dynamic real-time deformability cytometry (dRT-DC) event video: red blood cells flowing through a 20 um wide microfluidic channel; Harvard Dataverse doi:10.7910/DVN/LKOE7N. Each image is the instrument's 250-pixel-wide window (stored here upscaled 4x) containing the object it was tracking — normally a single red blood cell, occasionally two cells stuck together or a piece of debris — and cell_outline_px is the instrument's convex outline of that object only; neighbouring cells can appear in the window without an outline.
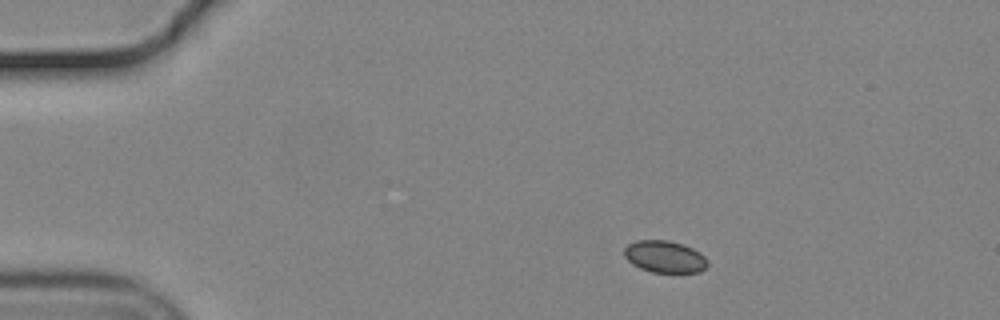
{"species": "common noctule bat (a hibernating species)", "species_latin": "Nyctalus noctula", "temperature_condition": "cold", "stored_images_in_passage": 47, "camera_frame_rate_fps": 3000, "um_per_image_px": 0.085, "animal": {"sex": "male", "body_mass_g": 19.2, "forearm_length_mm": 51.8}, "frame": {"image": 1, "passage_image": 1, "time_ms": 0.0, "image_size_px": [1000, 320], "cell_outline_px": [[708, 264], [700, 272], [652, 272], [640, 268], [632, 264], [624, 256], [624, 248], [628, 244], [636, 240], [668, 240], [684, 244], [700, 252], [708, 260]], "centroid_in_image_um": [56.5, 21.81], "position_along_channel_um": 28.5, "area_um2": 15.61}}
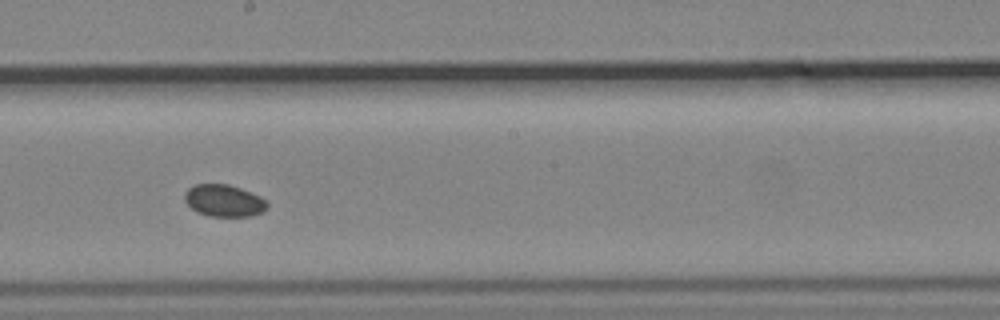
{"frame": {"image": 2, "passage_image": 23, "time_ms": 7.333, "image_size_px": [1000, 320], "cell_outline_px": [[268, 208], [260, 212], [248, 216], [208, 216], [196, 212], [184, 200], [184, 192], [188, 188], [196, 184], [228, 184], [240, 188], [260, 196], [268, 204]], "centroid_in_image_um": [19.0, 17.05], "position_along_channel_um": 229.2, "area_um2": 15.32}}
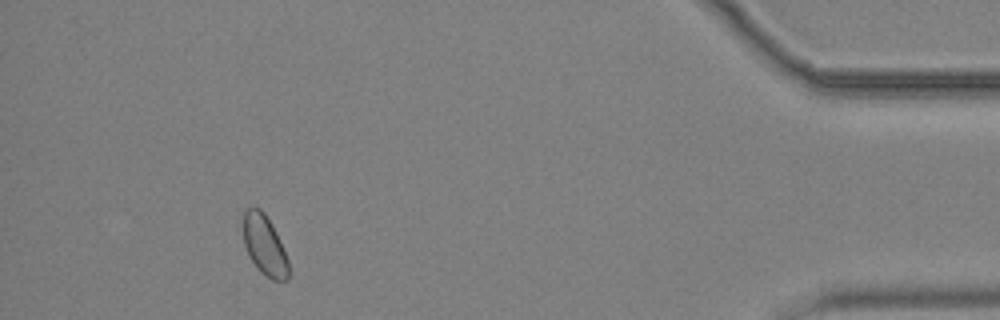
{"frame": {"image": 3, "passage_image": 43, "time_ms": 14.0, "image_size_px": [1000, 320], "cell_outline_px": [[288, 280], [272, 280], [264, 276], [256, 268], [244, 244], [240, 224], [244, 212], [248, 208], [260, 208], [264, 212], [276, 232], [280, 240], [288, 260]], "centroid_in_image_um": [22.44, 20.83], "position_along_channel_um": 412.8, "area_um2": 16.13}}